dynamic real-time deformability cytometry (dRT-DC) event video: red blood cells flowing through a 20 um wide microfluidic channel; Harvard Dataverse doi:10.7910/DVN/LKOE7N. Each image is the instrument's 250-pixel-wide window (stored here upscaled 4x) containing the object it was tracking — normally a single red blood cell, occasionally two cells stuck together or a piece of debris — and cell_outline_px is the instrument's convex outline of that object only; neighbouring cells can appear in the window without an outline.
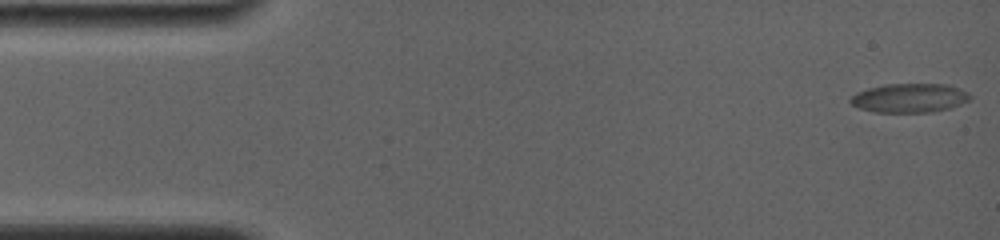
{"species": "common noctule bat (a hibernating species)", "species_latin": "Nyctalus noctula", "temperature_condition": "room temperature", "stored_images_in_passage": 39, "camera_frame_rate_fps": 4000, "um_per_image_px": 0.085, "animal": {"sex": "female", "body_mass_g": 19.0, "forearm_length_mm": 56.7}, "frame": {"image": 1, "passage_image": 1, "time_ms": 0.0, "image_size_px": [1000, 240], "cell_outline_px": [[972, 96], [968, 100], [960, 104], [948, 108], [932, 112], [872, 112], [860, 108], [852, 104], [848, 100], [856, 92], [868, 88], [884, 84], [948, 84], [960, 88], [968, 92]], "centroid_in_image_um": [77.3, 8.32], "position_along_channel_um": 7.7, "area_um2": 20.29}}
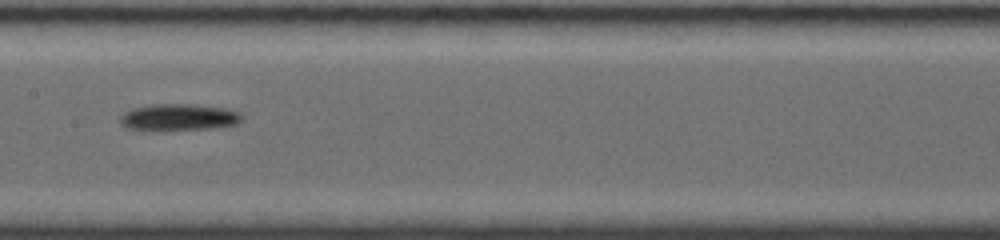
{"frame": {"image": 2, "passage_image": 20, "time_ms": 8.25, "image_size_px": [1000, 240], "cell_outline_px": [[244, 116], [236, 124], [212, 128], [128, 128], [120, 124], [120, 116], [124, 112], [132, 108], [152, 104], [196, 104], [224, 108], [240, 112]], "centroid_in_image_um": [15.22, 9.92], "position_along_channel_um": 192.2, "area_um2": 18.26}}
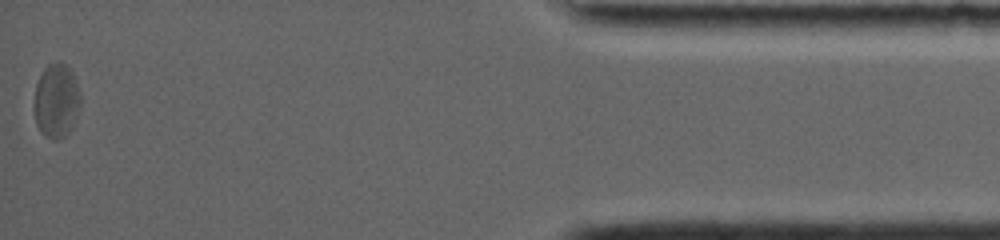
{"frame": {"image": 3, "passage_image": 39, "time_ms": 16.5, "image_size_px": [1000, 240], "cell_outline_px": [[80, 108], [76, 120], [72, 128], [60, 140], [56, 140], [40, 132], [36, 124], [36, 84], [44, 68], [48, 64], [60, 60], [68, 64], [72, 72], [80, 92]], "centroid_in_image_um": [4.84, 8.53], "position_along_channel_um": 430.4, "area_um2": 20.0}, "authors_computed_cell_mechanics": {"area_um2": 18.2648, "velocity_mm_per_s": 3.712, "shape_relaxation_time_tau1_ms": 2.9831, "shape_relaxation_time_tau2_ms": null, "deformation_change_tau1": 0.1123, "deformation_change_tau2": null}}